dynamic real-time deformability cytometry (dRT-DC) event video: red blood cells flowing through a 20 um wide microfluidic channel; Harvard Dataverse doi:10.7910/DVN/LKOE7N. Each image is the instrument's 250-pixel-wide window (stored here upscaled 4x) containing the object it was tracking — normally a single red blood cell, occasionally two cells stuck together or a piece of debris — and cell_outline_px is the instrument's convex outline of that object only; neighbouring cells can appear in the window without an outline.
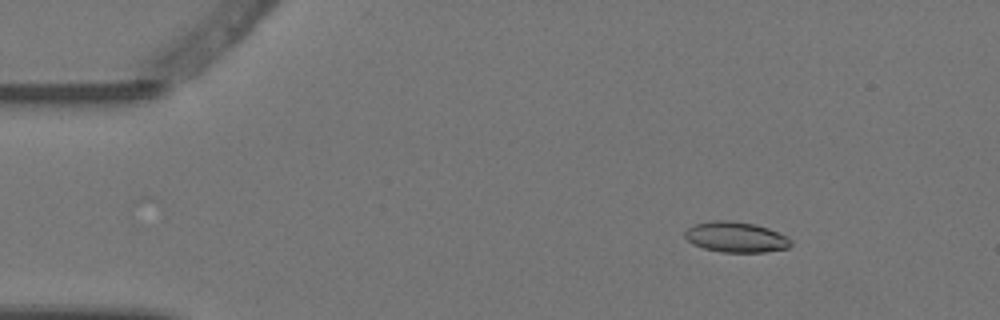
{"species": "Egyptian fruit bat (a non-hibernating species)", "species_latin": "Rousettus aegyptiacus", "temperature_condition": "warm", "stored_images_in_passage": 7, "camera_frame_rate_fps": 3000, "um_per_image_px": 0.085, "animal": {"sex": "female"}, "frame": {"image": 1, "passage_image": 3, "time_ms": 0.667, "image_size_px": [1000, 320], "cell_outline_px": [[792, 244], [788, 248], [764, 252], [720, 252], [704, 248], [692, 244], [684, 236], [684, 232], [688, 228], [696, 224], [716, 220], [728, 220], [756, 224], [768, 228], [788, 236], [792, 240]], "centroid_in_image_um": [62.58, 20.15], "position_along_channel_um": 22.4, "area_um2": 18.9}}
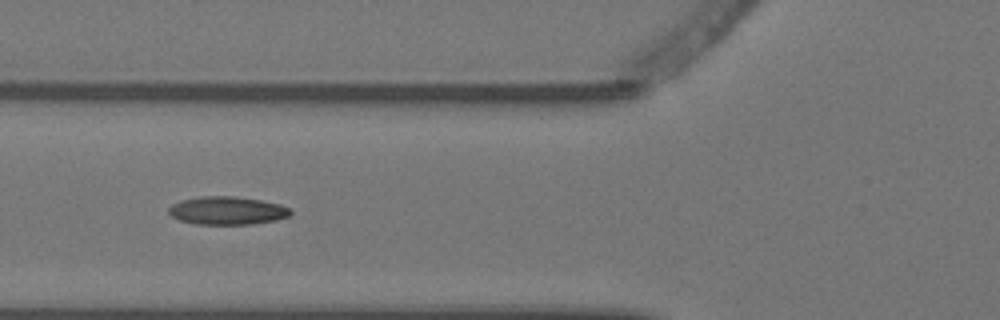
{"frame": {"image": 2, "passage_image": 6, "time_ms": 1.667, "image_size_px": [1000, 320], "cell_outline_px": [[292, 212], [288, 216], [276, 220], [252, 224], [196, 224], [180, 220], [172, 216], [168, 212], [168, 208], [172, 204], [180, 200], [200, 196], [232, 196], [260, 200], [280, 204], [288, 208]], "centroid_in_image_um": [19.28, 17.9], "position_along_channel_um": 106.5, "area_um2": 19.88}}
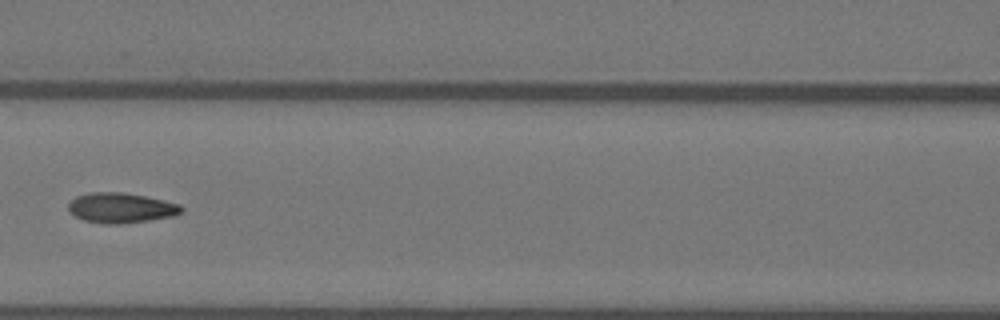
{"frame": {"image": 3, "passage_image": 7, "time_ms": 2.0, "image_size_px": [1000, 320], "cell_outline_px": [[184, 208], [176, 216], [124, 224], [104, 224], [84, 220], [76, 216], [68, 208], [68, 204], [76, 196], [92, 192], [120, 192], [144, 196], [180, 204]], "centroid_in_image_um": [10.3, 17.68], "position_along_channel_um": 156.3, "area_um2": 19.77}}